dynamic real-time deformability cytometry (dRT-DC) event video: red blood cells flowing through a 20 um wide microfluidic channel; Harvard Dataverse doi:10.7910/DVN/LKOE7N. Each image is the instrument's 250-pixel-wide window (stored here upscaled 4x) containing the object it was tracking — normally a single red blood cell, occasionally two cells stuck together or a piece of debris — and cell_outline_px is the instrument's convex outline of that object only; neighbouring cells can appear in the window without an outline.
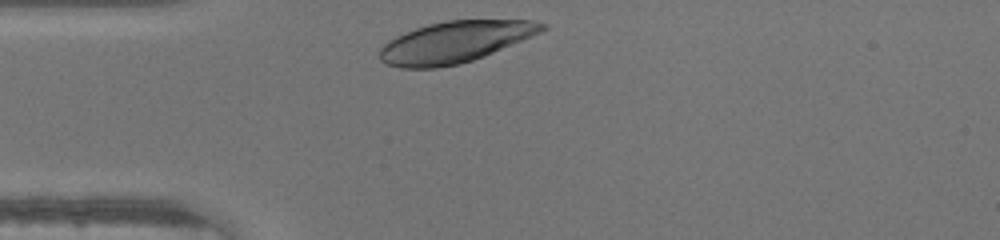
{"species": "human", "species_latin": "Homo sapiens", "temperature_condition": "warm", "stored_images_in_passage": 25, "camera_frame_rate_fps": 3000, "um_per_image_px": 0.085, "donor": {"sex": "male"}, "frame": {"image": 1, "passage_image": 1, "time_ms": 0.0, "image_size_px": [1000, 240], "cell_outline_px": [[548, 28], [540, 32], [484, 56], [460, 64], [436, 68], [400, 68], [388, 64], [380, 60], [380, 48], [388, 40], [404, 32], [428, 24], [448, 20], [532, 20], [548, 24]], "centroid_in_image_um": [38.66, 3.57], "position_along_channel_um": 46.3, "area_um2": 38.96}}
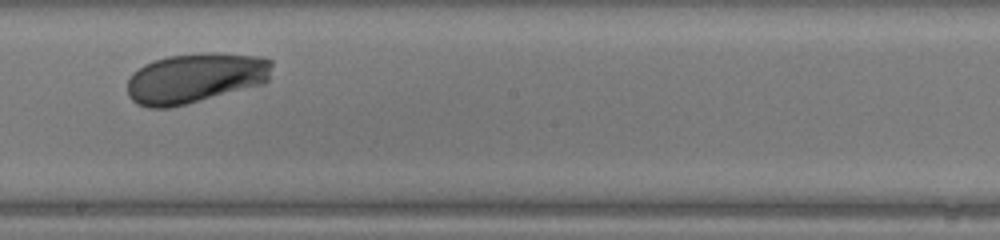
{"frame": {"image": 2, "passage_image": 15, "time_ms": 4.667, "image_size_px": [1000, 240], "cell_outline_px": [[272, 64], [268, 80], [264, 84], [168, 108], [148, 108], [136, 104], [128, 96], [128, 80], [132, 72], [144, 64], [152, 60], [168, 56], [204, 52], [216, 52], [264, 56], [272, 60]], "centroid_in_image_um": [16.6, 6.61], "position_along_channel_um": 231.6, "area_um2": 42.6}}
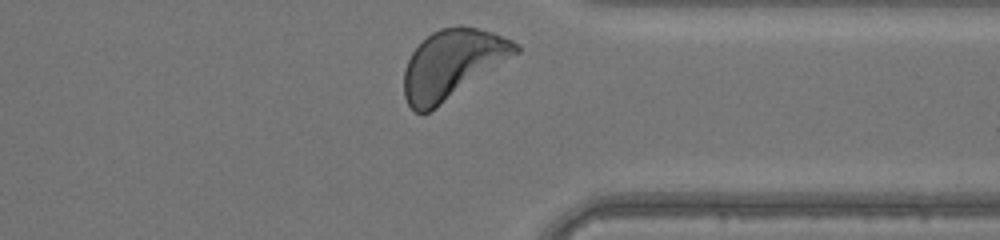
{"frame": {"image": 3, "passage_image": 25, "time_ms": 8.0, "image_size_px": [1000, 240], "cell_outline_px": [[520, 52], [436, 108], [428, 112], [416, 112], [408, 104], [404, 96], [404, 68], [412, 52], [432, 32], [440, 28], [460, 24], [492, 32], [512, 40], [520, 44]], "centroid_in_image_um": [38.46, 5.43], "position_along_channel_um": 372.9, "area_um2": 44.62}}